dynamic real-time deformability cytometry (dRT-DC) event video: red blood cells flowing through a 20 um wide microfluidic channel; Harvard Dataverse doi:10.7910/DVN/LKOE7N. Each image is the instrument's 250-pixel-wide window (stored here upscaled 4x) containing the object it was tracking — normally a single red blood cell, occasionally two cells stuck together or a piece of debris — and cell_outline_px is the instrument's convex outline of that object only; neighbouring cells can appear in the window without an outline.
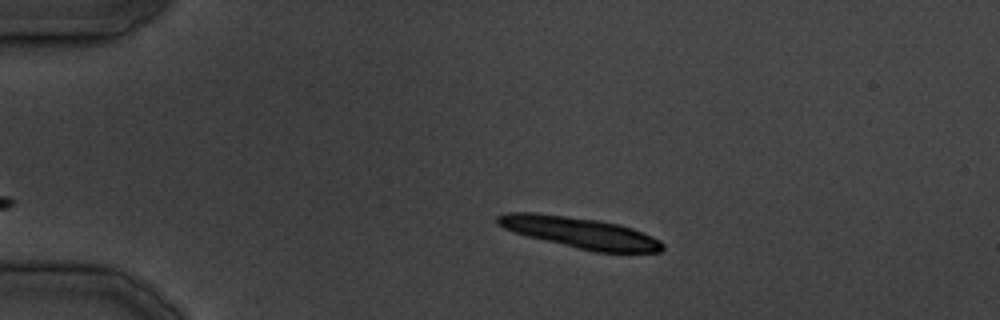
{"species": "common noctule bat (a hibernating species)", "species_latin": "Nyctalus noctula", "temperature_condition": "cold", "stored_images_in_passage": 8, "camera_frame_rate_fps": 3000, "um_per_image_px": 0.085, "animal": {"sex": "male", "body_mass_g": 19.5, "forearm_length_mm": 54.6}, "frame": {"image": 1, "passage_image": 2, "time_ms": 1.333, "image_size_px": [1000, 320], "cell_outline_px": [[664, 248], [660, 252], [596, 252], [528, 236], [512, 232], [496, 224], [496, 216], [508, 212], [536, 212], [600, 220], [632, 228], [652, 236], [660, 240], [664, 244]], "centroid_in_image_um": [49.28, 19.76], "position_along_channel_um": 35.7, "area_um2": 29.65}}